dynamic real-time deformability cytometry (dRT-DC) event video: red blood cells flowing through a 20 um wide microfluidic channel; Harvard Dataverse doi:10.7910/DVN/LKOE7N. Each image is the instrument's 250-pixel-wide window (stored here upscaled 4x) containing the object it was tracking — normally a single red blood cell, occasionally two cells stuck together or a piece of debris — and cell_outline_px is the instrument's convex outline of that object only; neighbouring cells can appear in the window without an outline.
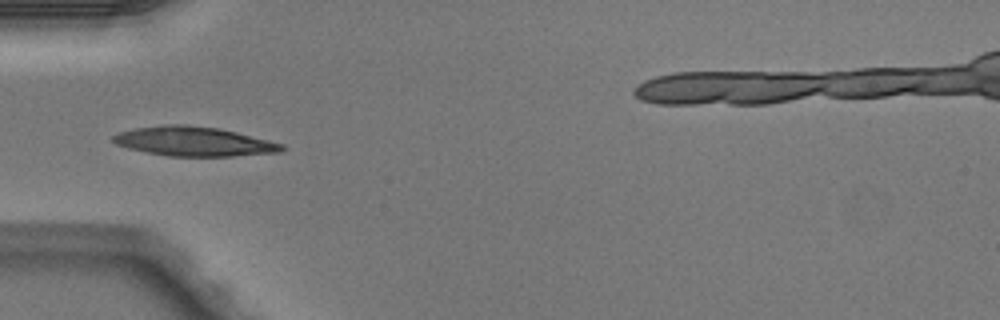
{"species": "Egyptian fruit bat (a non-hibernating species)", "species_latin": "Rousettus aegyptiacus", "temperature_condition": "warm", "stored_images_in_passage": 5, "camera_frame_rate_fps": 3000, "um_per_image_px": 0.085, "animal": {"sex": "male"}, "frame": {"image": 1, "passage_image": 5, "time_ms": 1.333, "image_size_px": [1000, 320], "cell_outline_px": [[284, 148], [280, 152], [232, 156], [168, 156], [128, 148], [116, 144], [112, 140], [112, 136], [120, 132], [136, 128], [164, 124], [184, 124], [220, 128], [284, 144]], "centroid_in_image_um": [16.47, 12.01], "position_along_channel_um": 68.5, "area_um2": 28.73}}